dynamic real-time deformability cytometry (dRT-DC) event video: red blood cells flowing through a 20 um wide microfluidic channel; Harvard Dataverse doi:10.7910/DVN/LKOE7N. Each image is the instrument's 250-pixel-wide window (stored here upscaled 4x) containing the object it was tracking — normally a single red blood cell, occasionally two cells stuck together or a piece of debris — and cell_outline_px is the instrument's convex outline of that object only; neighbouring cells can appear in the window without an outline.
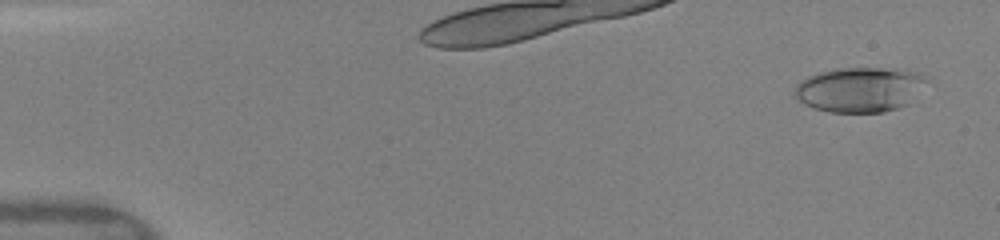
{"species": "human", "species_latin": "Homo sapiens", "temperature_condition": "warm", "stored_images_in_passage": 50, "camera_frame_rate_fps": 3000, "um_per_image_px": 0.085, "donor": {"sex": "female"}, "frame": {"image": 1, "passage_image": 3, "time_ms": 0.667, "image_size_px": [1000, 240], "cell_outline_px": [[928, 80], [908, 104], [900, 108], [884, 112], [828, 112], [812, 108], [804, 104], [792, 96], [792, 92], [796, 84], [800, 80], [808, 76], [820, 72], [836, 68], [880, 68], [916, 72], [924, 76]], "centroid_in_image_um": [73.01, 7.62], "position_along_channel_um": 12.0, "area_um2": 34.68}}
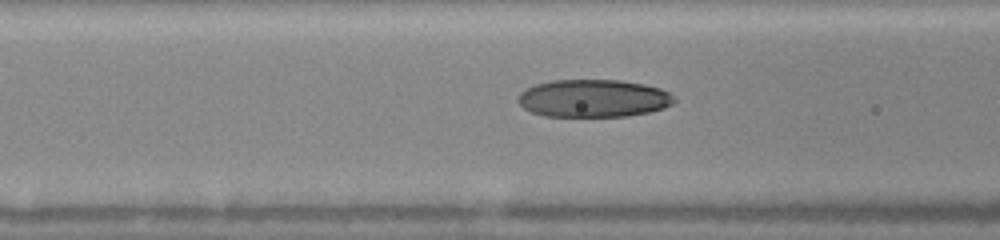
{"frame": {"image": 2, "passage_image": 21, "time_ms": 6.667, "image_size_px": [1000, 240], "cell_outline_px": [[676, 100], [672, 104], [664, 108], [648, 112], [628, 116], [544, 116], [532, 112], [524, 108], [516, 100], [520, 92], [536, 84], [552, 80], [620, 80], [644, 84], [660, 88], [668, 92]], "centroid_in_image_um": [50.43, 8.36], "position_along_channel_um": 116.2, "area_um2": 34.28}}
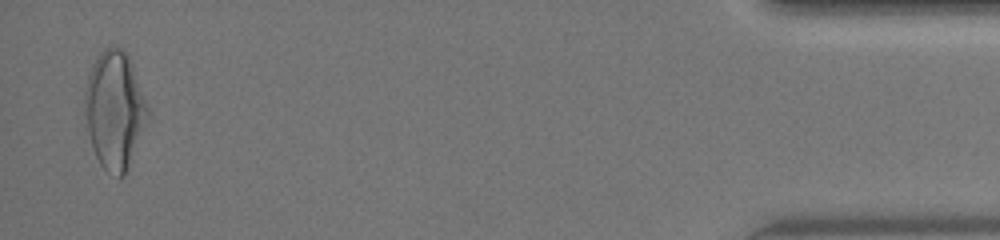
{"frame": {"image": 3, "passage_image": 49, "time_ms": 16.0, "image_size_px": [1000, 240], "cell_outline_px": [[148, 116], [124, 176], [120, 176], [104, 168], [100, 164], [96, 156], [88, 132], [84, 108], [84, 92], [88, 76], [96, 56], [104, 48], [120, 48], [128, 56], [148, 104]], "centroid_in_image_um": [9.72, 9.31], "position_along_channel_um": 425.5, "area_um2": 42.14}, "authors_computed_cell_mechanics": {"area_um2": 34.391, "velocity_mm_per_s": 4.11, "shape_relaxation_time_tau1_ms": 5.9854, "shape_relaxation_time_tau2_ms": 1.1065, "deformation_change_tau1": 0.2195, "deformation_change_tau2": 0.0666}}